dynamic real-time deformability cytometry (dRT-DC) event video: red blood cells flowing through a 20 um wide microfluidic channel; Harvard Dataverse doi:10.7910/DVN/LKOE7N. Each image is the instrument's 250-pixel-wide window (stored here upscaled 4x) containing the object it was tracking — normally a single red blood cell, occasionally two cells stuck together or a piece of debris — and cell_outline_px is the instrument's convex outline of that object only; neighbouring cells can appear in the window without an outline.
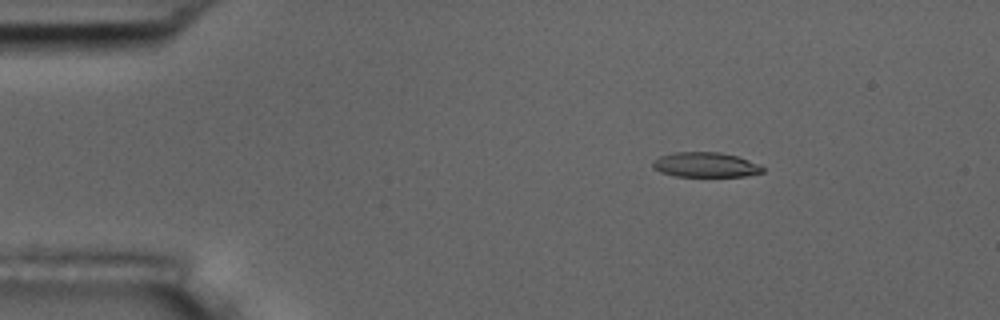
{"species": "common noctule bat (a hibernating species)", "species_latin": "Nyctalus noctula", "temperature_condition": "room temperature", "stored_images_in_passage": 5, "camera_frame_rate_fps": 3000, "um_per_image_px": 0.085, "animal": {"sex": "male", "body_mass_g": 17.5, "forearm_length_mm": 52.3}, "frame": {"image": 1, "passage_image": 3, "time_ms": 2.667, "image_size_px": [1000, 320], "cell_outline_px": [[764, 172], [744, 176], [676, 176], [660, 172], [652, 168], [652, 164], [660, 156], [676, 152], [720, 152], [736, 156], [760, 164], [764, 168]], "centroid_in_image_um": [59.98, 14.01], "position_along_channel_um": 25.0, "area_um2": 15.84}}